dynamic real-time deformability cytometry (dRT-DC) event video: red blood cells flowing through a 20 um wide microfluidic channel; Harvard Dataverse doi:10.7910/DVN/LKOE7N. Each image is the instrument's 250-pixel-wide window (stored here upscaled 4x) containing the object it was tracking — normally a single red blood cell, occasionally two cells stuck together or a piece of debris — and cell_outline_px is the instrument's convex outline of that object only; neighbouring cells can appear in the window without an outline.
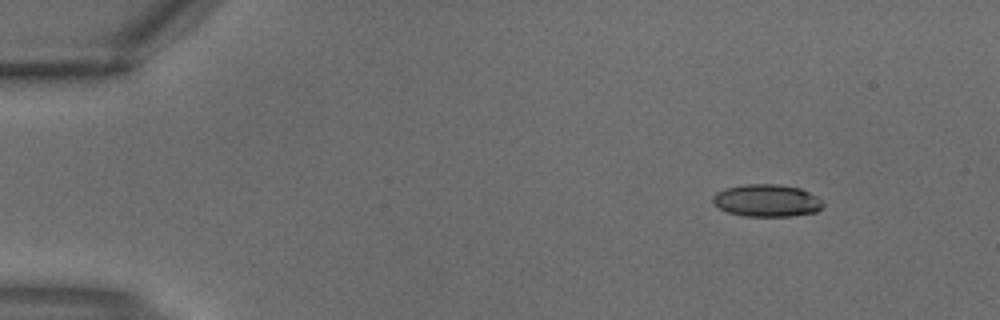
{"species": "common noctule bat (a hibernating species)", "species_latin": "Nyctalus noctula", "temperature_condition": "warm", "stored_images_in_passage": 2, "camera_frame_rate_fps": 3000, "um_per_image_px": 0.085, "animal": {"sex": "male", "body_mass_g": 18.8}, "frame": {"image": 1, "passage_image": 1, "time_ms": 0.0, "image_size_px": [1000, 320], "cell_outline_px": [[824, 204], [816, 212], [788, 216], [744, 216], [728, 212], [720, 208], [712, 200], [712, 196], [716, 192], [724, 188], [744, 184], [780, 184], [800, 188], [816, 196]], "centroid_in_image_um": [65.15, 17.03], "position_along_channel_um": 19.8, "area_um2": 20.69}}